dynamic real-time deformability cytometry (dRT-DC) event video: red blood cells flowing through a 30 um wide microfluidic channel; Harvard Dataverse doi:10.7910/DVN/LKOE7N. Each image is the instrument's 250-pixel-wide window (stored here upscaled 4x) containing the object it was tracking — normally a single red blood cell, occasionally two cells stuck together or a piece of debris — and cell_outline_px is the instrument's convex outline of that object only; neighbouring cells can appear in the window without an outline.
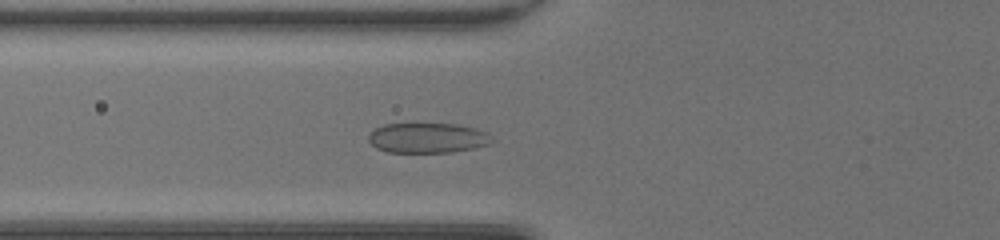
{"species": "common noctule bat (a hibernating species)", "species_latin": "Nyctalus noctula", "temperature_condition": "room temperature", "stored_images_in_passage": 45, "camera_frame_rate_fps": 3000, "um_per_image_px": 0.085, "animal": {"sex": "female", "body_mass_g": 20.0, "forearm_length_mm": 54.0}, "frame": {"image": 1, "passage_image": 16, "time_ms": 5.0, "image_size_px": [1000, 240], "cell_outline_px": [[496, 140], [488, 144], [472, 148], [452, 152], [388, 152], [376, 148], [368, 140], [368, 136], [376, 128], [384, 124], [408, 120], [456, 124], [476, 128], [488, 132]], "centroid_in_image_um": [36.33, 11.66], "position_along_channel_um": 89.5, "area_um2": 22.66}}
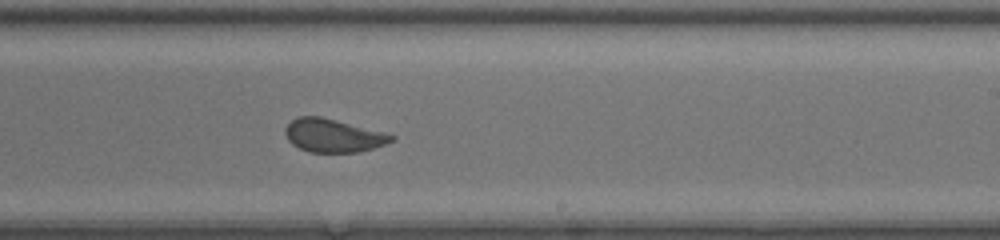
{"frame": {"image": 2, "passage_image": 28, "time_ms": 9.0, "image_size_px": [1000, 240], "cell_outline_px": [[396, 140], [360, 152], [308, 152], [292, 144], [288, 140], [284, 132], [284, 128], [296, 116], [320, 116], [384, 132], [396, 136]], "centroid_in_image_um": [28.3, 11.52], "position_along_channel_um": 260.7, "area_um2": 20.58}}
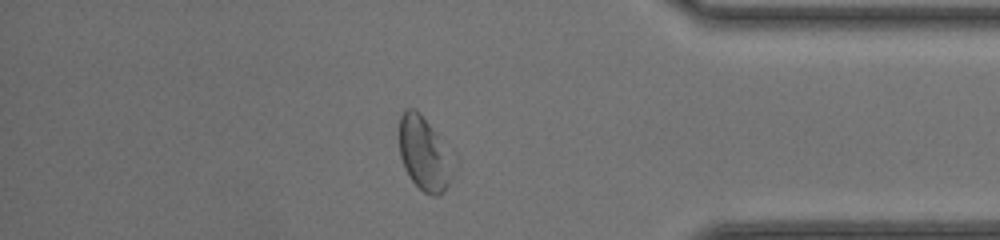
{"frame": {"image": 3, "passage_image": 39, "time_ms": 12.667, "image_size_px": [1000, 240], "cell_outline_px": [[456, 168], [444, 192], [436, 196], [432, 196], [424, 192], [412, 180], [404, 168], [400, 156], [400, 116], [404, 108], [412, 108], [420, 112], [436, 132], [456, 160]], "centroid_in_image_um": [36.1, 13.07], "position_along_channel_um": 399.1, "area_um2": 23.52}, "authors_computed_cell_mechanics": {"area_um2": 22.7154, "velocity_mm_per_s": 4.2773, "shape_relaxation_time_tau1_ms": 3.7854, "shape_relaxation_time_tau2_ms": 0.6506, "deformation_change_tau1": 0.1102, "deformation_change_tau2": 0.0535}}